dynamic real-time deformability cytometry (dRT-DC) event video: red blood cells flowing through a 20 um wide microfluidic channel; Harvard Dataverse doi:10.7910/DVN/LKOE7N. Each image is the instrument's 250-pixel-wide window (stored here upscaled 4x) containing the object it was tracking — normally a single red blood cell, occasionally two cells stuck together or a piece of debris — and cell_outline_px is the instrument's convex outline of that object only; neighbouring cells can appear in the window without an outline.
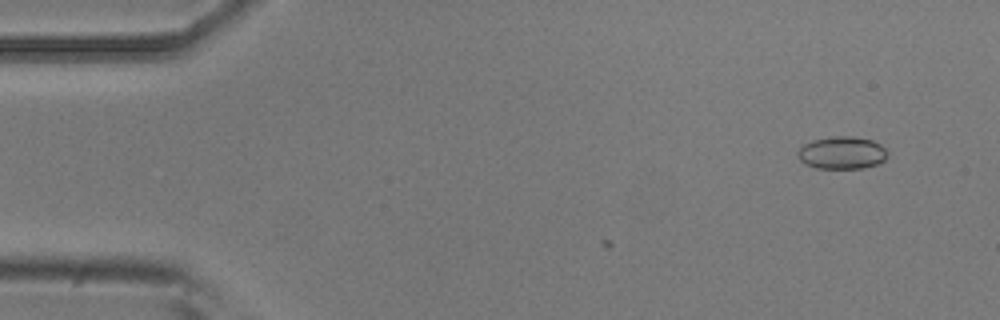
{"species": "common noctule bat (a hibernating species)", "species_latin": "Nyctalus noctula", "temperature_condition": "room temperature", "stored_images_in_passage": 3, "camera_frame_rate_fps": 3000, "um_per_image_px": 0.085, "animal": {"sex": "male", "body_mass_g": 20.5, "forearm_length_mm": 52.5}, "frame": {"image": 1, "passage_image": 1, "time_ms": 0.0, "image_size_px": [1000, 320], "cell_outline_px": [[888, 156], [884, 160], [876, 164], [864, 168], [816, 168], [804, 164], [796, 156], [796, 152], [804, 144], [812, 140], [836, 136], [852, 136], [872, 140], [880, 144], [888, 152]], "centroid_in_image_um": [71.55, 12.99], "position_along_channel_um": 13.5, "area_um2": 17.11}}